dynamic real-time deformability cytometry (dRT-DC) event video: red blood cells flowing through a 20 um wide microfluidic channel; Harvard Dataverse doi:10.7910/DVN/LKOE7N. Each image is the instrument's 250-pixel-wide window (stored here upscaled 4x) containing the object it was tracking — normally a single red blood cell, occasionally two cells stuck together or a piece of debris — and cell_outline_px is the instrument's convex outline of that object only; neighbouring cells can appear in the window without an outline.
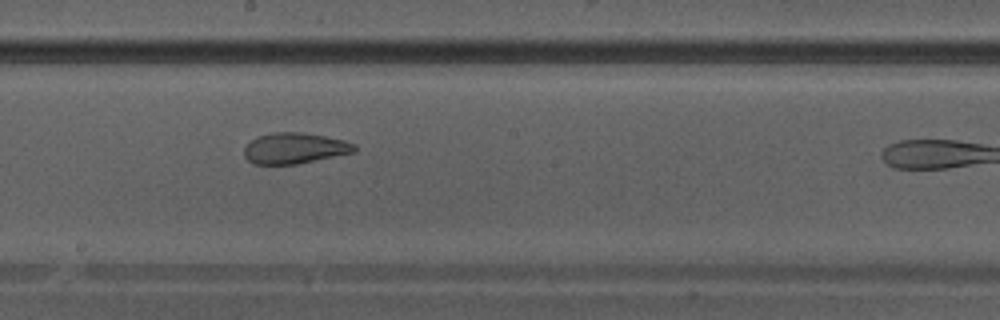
{"species": "Egyptian fruit bat (a non-hibernating species)", "species_latin": "Rousettus aegyptiacus", "temperature_condition": "warm", "stored_images_in_passage": 19, "camera_frame_rate_fps": 3000, "um_per_image_px": 0.085, "animal": {"sex": "male"}, "frame": {"image": 1, "passage_image": 11, "time_ms": 3.333, "image_size_px": [1000, 320], "cell_outline_px": [[356, 152], [296, 164], [252, 164], [244, 156], [244, 148], [256, 136], [272, 132], [304, 132], [344, 140], [356, 144]], "centroid_in_image_um": [25.04, 12.59], "position_along_channel_um": 223.2, "area_um2": 19.94}}
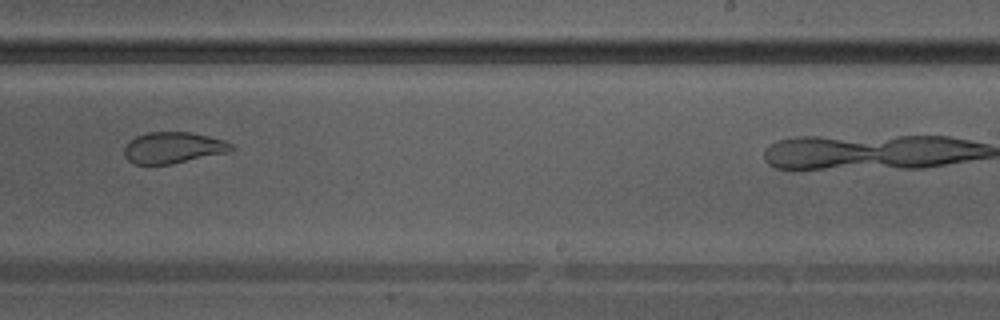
{"frame": {"image": 2, "passage_image": 14, "time_ms": 4.333, "image_size_px": [1000, 320], "cell_outline_px": [[236, 148], [228, 152], [172, 164], [132, 164], [124, 156], [124, 148], [136, 136], [148, 132], [188, 132], [208, 136], [224, 140], [232, 144]], "centroid_in_image_um": [14.73, 12.56], "position_along_channel_um": 274.3, "area_um2": 19.42}}